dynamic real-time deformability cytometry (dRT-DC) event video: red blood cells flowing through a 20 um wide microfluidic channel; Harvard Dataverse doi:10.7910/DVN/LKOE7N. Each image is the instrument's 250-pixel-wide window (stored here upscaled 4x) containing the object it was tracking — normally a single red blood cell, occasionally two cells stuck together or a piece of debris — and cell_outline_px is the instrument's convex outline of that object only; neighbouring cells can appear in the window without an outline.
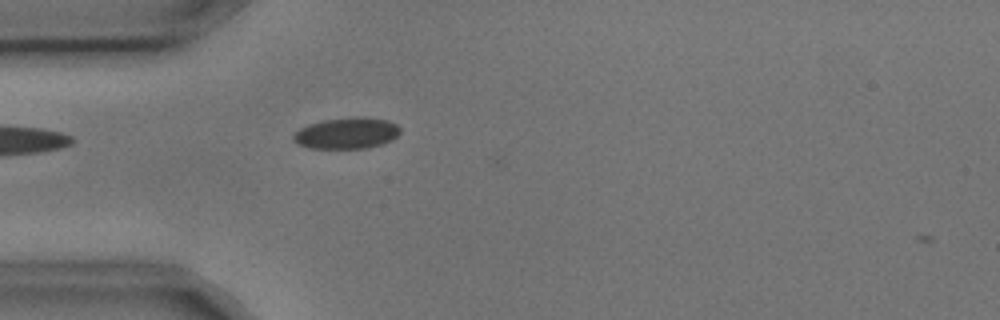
{"species": "common noctule bat (a hibernating species)", "species_latin": "Nyctalus noctula", "temperature_condition": "cold", "stored_images_in_passage": 4, "camera_frame_rate_fps": 3000, "um_per_image_px": 0.085, "animal": {"sex": "male", "body_mass_g": 17.9, "forearm_length_mm": 54.2}, "frame": {"image": 1, "passage_image": 3, "time_ms": 0.667, "image_size_px": [1000, 320], "cell_outline_px": [[400, 132], [392, 140], [368, 148], [308, 148], [296, 144], [292, 140], [292, 136], [300, 128], [308, 124], [324, 120], [356, 116], [360, 116], [388, 120], [396, 124], [400, 128]], "centroid_in_image_um": [29.45, 11.32], "position_along_channel_um": 55.6, "area_um2": 19.54}}